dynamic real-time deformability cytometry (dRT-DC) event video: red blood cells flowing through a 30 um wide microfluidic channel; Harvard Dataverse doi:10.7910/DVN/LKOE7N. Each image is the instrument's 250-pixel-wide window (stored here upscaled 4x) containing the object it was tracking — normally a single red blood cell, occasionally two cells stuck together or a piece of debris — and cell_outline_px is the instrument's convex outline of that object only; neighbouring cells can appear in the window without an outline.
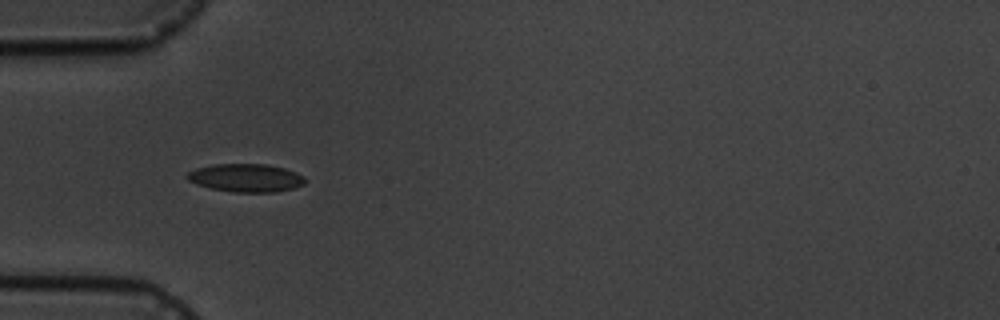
{"species": "common noctule bat (a hibernating species)", "species_latin": "Nyctalus noctula", "temperature_condition": "cold", "stored_images_in_passage": 8, "camera_frame_rate_fps": 3000, "um_per_image_px": 0.085, "animal": {"sex": "male", "body_mass_g": 19.5, "forearm_length_mm": 54.6}, "frame": {"image": 1, "passage_image": 5, "time_ms": 5.333, "image_size_px": [1000, 320], "cell_outline_px": [[308, 180], [304, 184], [292, 188], [276, 192], [232, 192], [212, 188], [196, 184], [188, 180], [184, 176], [188, 172], [196, 168], [212, 164], [268, 164], [284, 168], [296, 172], [304, 176]], "centroid_in_image_um": [20.91, 15.11], "position_along_channel_um": 64.1, "area_um2": 19.48}}
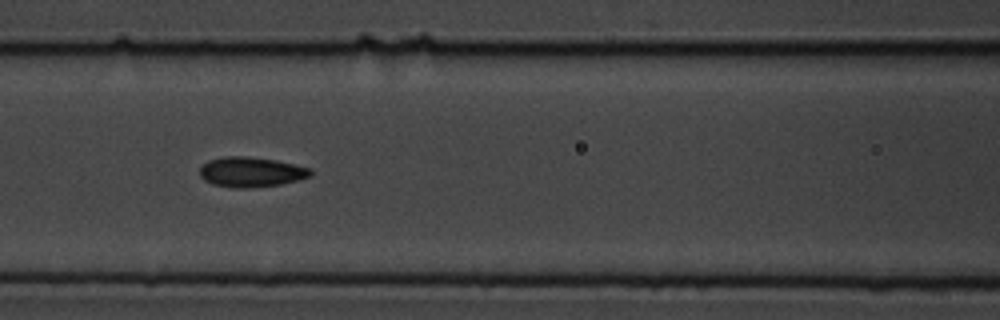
{"frame": {"image": 2, "passage_image": 7, "time_ms": 7.667, "image_size_px": [1000, 320], "cell_outline_px": [[312, 176], [280, 184], [244, 188], [232, 188], [212, 184], [204, 180], [200, 176], [200, 168], [208, 160], [224, 156], [248, 156], [276, 160], [312, 168]], "centroid_in_image_um": [21.33, 14.61], "position_along_channel_um": 145.3, "area_um2": 19.42}}
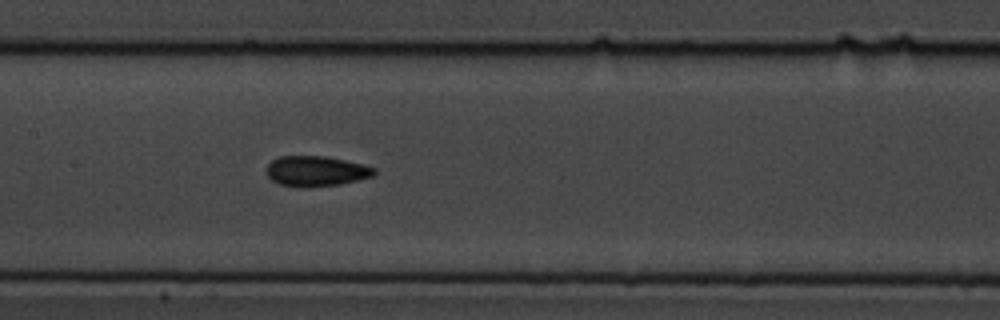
{"frame": {"image": 3, "passage_image": 8, "time_ms": 8.667, "image_size_px": [1000, 320], "cell_outline_px": [[376, 172], [372, 176], [360, 180], [340, 184], [312, 188], [304, 188], [280, 184], [272, 180], [268, 176], [268, 164], [272, 160], [280, 156], [324, 156], [344, 160], [376, 168]], "centroid_in_image_um": [26.88, 14.56], "position_along_channel_um": 180.5, "area_um2": 19.02}}